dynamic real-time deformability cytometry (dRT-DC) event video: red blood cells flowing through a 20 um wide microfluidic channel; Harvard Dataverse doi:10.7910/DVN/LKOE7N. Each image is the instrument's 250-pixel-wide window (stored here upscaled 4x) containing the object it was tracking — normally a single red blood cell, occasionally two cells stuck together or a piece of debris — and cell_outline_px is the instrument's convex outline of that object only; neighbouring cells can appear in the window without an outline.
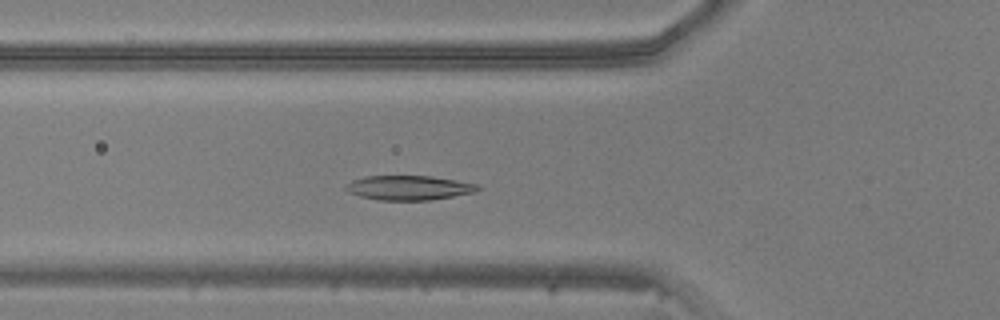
{"species": "common noctule bat (a hibernating species)", "species_latin": "Nyctalus noctula", "temperature_condition": "warm", "stored_images_in_passage": 44, "camera_frame_rate_fps": 3000, "um_per_image_px": 0.085, "animal": {"sex": "male", "body_mass_g": 20.5, "forearm_length_mm": 52.5}, "frame": {"image": 1, "passage_image": 13, "time_ms": 4.0, "image_size_px": [1000, 320], "cell_outline_px": [[480, 188], [476, 192], [432, 200], [380, 200], [360, 196], [348, 192], [344, 188], [352, 180], [368, 176], [432, 176], [480, 184]], "centroid_in_image_um": [34.8, 15.96], "position_along_channel_um": 91.0, "area_um2": 18.84}}
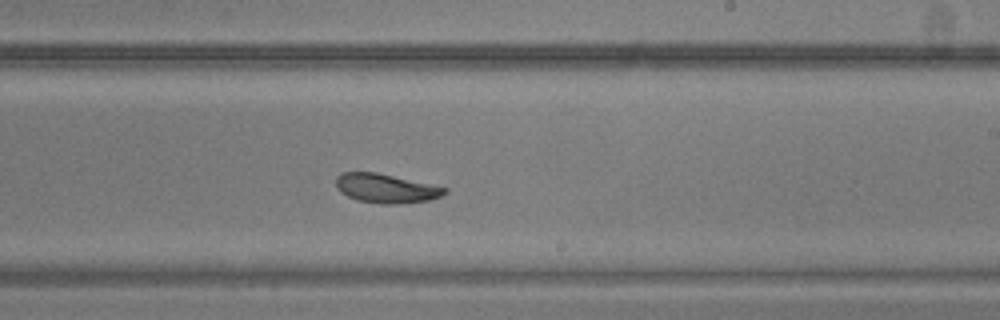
{"frame": {"image": 2, "passage_image": 25, "time_ms": 8.0, "image_size_px": [1000, 320], "cell_outline_px": [[448, 192], [440, 196], [428, 200], [400, 204], [380, 204], [356, 200], [340, 192], [336, 188], [336, 176], [340, 172], [376, 172], [448, 188]], "centroid_in_image_um": [32.77, 16.01], "position_along_channel_um": 256.2, "area_um2": 18.5}}
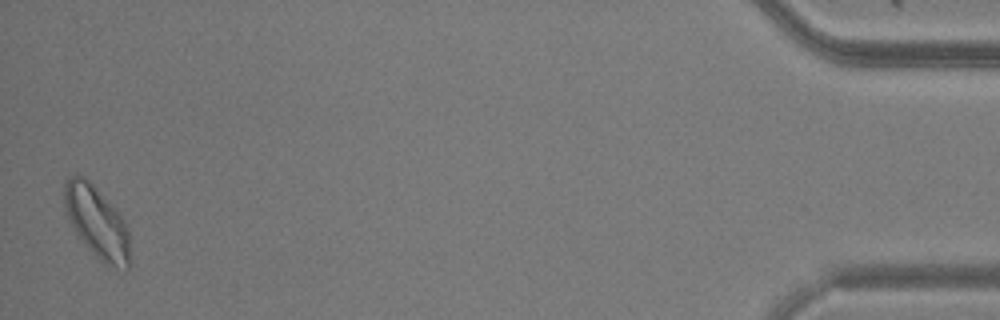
{"frame": {"image": 3, "passage_image": 44, "time_ms": 14.333, "image_size_px": [1000, 320], "cell_outline_px": [[128, 268], [124, 272], [104, 264], [88, 248], [76, 232], [64, 208], [64, 184], [68, 176], [76, 172], [84, 176], [116, 208], [124, 220], [128, 232]], "centroid_in_image_um": [8.22, 18.86], "position_along_channel_um": 427.0, "area_um2": 27.4}}